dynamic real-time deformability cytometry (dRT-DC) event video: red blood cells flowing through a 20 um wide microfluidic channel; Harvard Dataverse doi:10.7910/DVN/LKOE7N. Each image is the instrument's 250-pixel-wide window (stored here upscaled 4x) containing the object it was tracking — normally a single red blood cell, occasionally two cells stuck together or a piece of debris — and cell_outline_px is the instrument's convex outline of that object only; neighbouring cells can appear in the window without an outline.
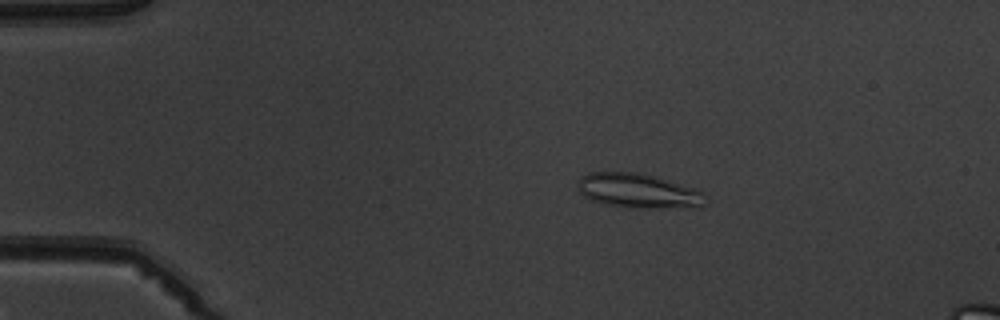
{"species": "common noctule bat (a hibernating species)", "species_latin": "Nyctalus noctula", "temperature_condition": "warm", "stored_images_in_passage": 6, "camera_frame_rate_fps": 3000, "um_per_image_px": 0.085, "animal": {"sex": "male", "body_mass_g": 19.5, "forearm_length_mm": 54.6}, "frame": {"image": 1, "passage_image": 4, "time_ms": 3.333, "image_size_px": [1000, 320], "cell_outline_px": [[704, 208], [632, 208], [604, 204], [592, 200], [584, 196], [576, 188], [576, 184], [580, 176], [588, 172], [640, 172], [656, 176], [704, 192]], "centroid_in_image_um": [54.23, 16.23], "position_along_channel_um": 30.8, "area_um2": 26.13}}
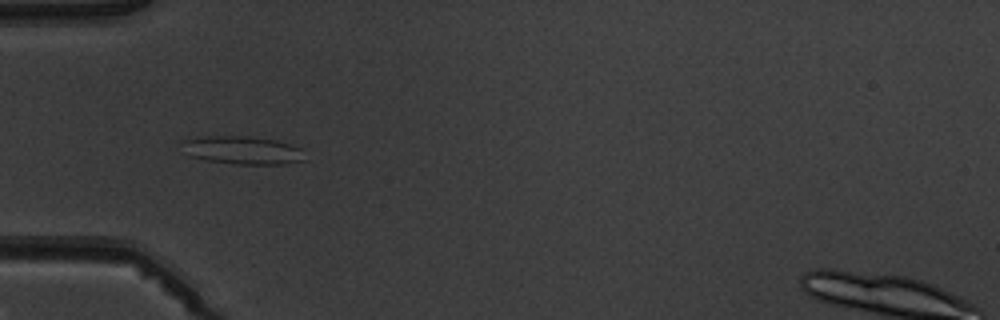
{"frame": {"image": 2, "passage_image": 6, "time_ms": 5.667, "image_size_px": [1000, 320], "cell_outline_px": [[304, 160], [284, 164], [236, 164], [204, 160], [188, 156], [184, 140], [200, 136], [252, 136], [276, 140], [292, 144], [304, 148]], "centroid_in_image_um": [20.69, 12.76], "position_along_channel_um": 64.3, "area_um2": 20.23}}